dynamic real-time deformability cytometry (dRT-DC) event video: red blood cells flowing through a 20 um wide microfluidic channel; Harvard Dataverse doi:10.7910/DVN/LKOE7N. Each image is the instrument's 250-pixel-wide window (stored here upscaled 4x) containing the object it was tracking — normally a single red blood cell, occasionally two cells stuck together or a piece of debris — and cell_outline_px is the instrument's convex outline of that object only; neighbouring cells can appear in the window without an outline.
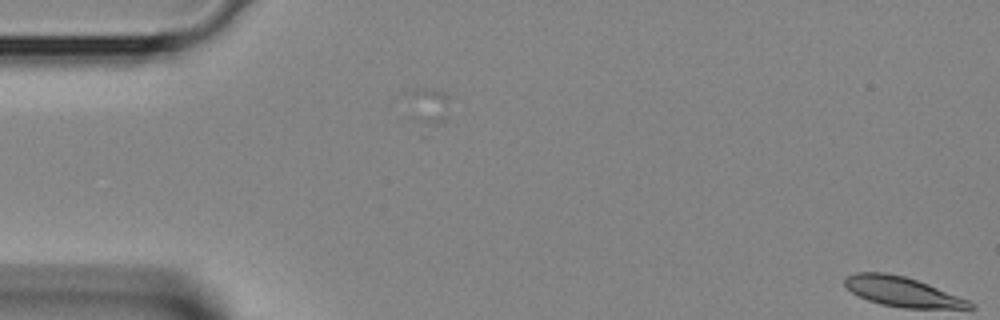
{"species": "Egyptian fruit bat (a non-hibernating species)", "species_latin": "Rousettus aegyptiacus", "temperature_condition": "room temperature", "stored_images_in_passage": 3, "segment_of_instrument_passage": [1, 2], "camera_frame_rate_fps": 3000, "um_per_image_px": 0.085, "animal": {"sex": "female"}, "frame": {"image": 1, "passage_image": 1, "time_ms": 0.0, "image_size_px": [1000, 320], "cell_outline_px": [[448, 100], [444, 120], [424, 140], [420, 136], [412, 116], [404, 92], [416, 88], [428, 88], [444, 92], [448, 96]], "centroid_in_image_um": [36.29, 9.26], "position_along_channel_um": 48.7, "area_um2": 10.69}}